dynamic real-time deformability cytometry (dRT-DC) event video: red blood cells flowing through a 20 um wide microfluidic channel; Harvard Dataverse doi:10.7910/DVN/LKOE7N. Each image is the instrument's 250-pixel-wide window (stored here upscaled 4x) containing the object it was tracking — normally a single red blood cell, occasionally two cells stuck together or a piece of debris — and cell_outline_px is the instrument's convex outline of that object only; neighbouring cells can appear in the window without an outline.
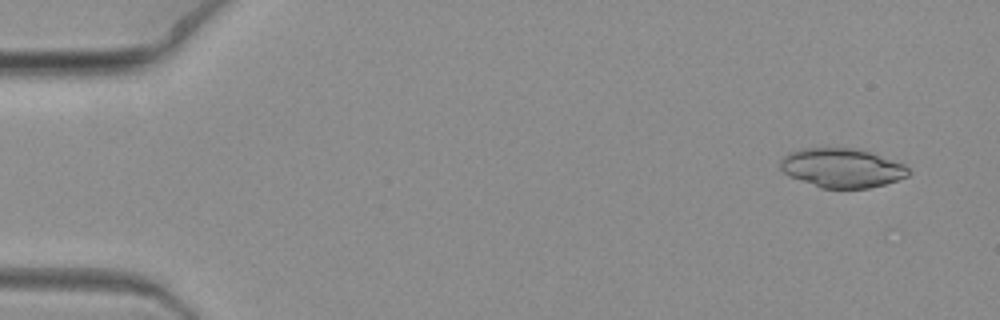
{"species": "common noctule bat (a hibernating species)", "species_latin": "Nyctalus noctula", "temperature_condition": "warm", "stored_images_in_passage": 6, "camera_frame_rate_fps": 3000, "um_per_image_px": 0.085, "animal": {"sex": "female", "body_mass_g": 19.3, "forearm_length_mm": 54.1}, "frame": {"image": 1, "passage_image": 1, "time_ms": 0.0, "image_size_px": [1000, 320], "cell_outline_px": [[908, 176], [884, 184], [868, 188], [820, 188], [792, 176], [784, 172], [780, 168], [780, 160], [788, 152], [800, 148], [856, 148], [904, 164], [908, 168]], "centroid_in_image_um": [71.53, 14.27], "position_along_channel_um": 13.5, "area_um2": 28.9}}